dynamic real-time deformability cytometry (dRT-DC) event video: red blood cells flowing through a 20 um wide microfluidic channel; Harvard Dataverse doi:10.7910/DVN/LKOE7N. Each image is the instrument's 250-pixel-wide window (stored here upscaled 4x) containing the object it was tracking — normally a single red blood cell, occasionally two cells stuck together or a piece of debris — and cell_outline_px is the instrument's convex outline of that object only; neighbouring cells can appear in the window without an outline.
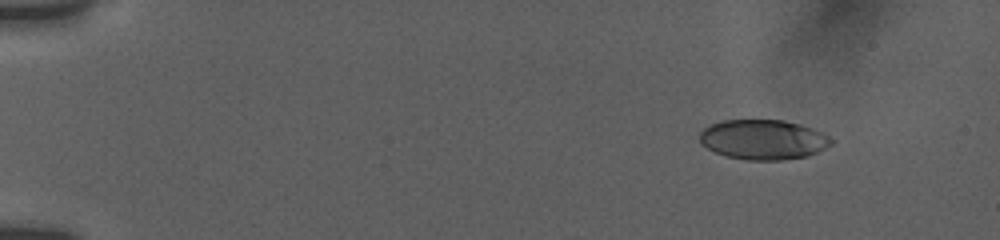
{"species": "human", "species_latin": "Homo sapiens", "temperature_condition": "room temperature", "stored_images_in_passage": 39, "camera_frame_rate_fps": 3000, "um_per_image_px": 0.085, "donor": {"sex": "female"}, "frame": {"image": 1, "passage_image": 4, "time_ms": 2.0, "image_size_px": [1000, 240], "cell_outline_px": [[832, 144], [808, 156], [780, 160], [748, 160], [728, 156], [716, 152], [700, 144], [700, 132], [704, 128], [712, 124], [724, 120], [784, 120], [800, 124], [824, 132], [832, 140]], "centroid_in_image_um": [64.89, 11.86], "position_along_channel_um": 20.1, "area_um2": 30.46}}
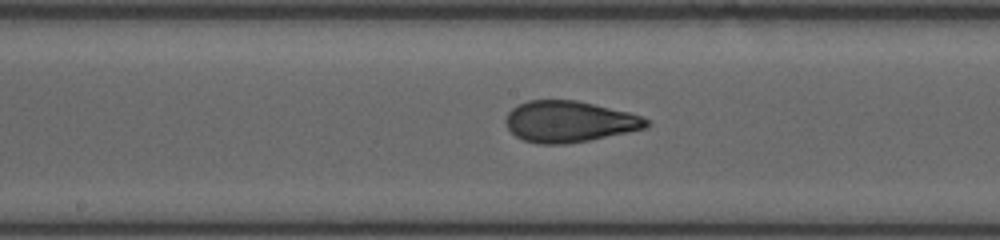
{"frame": {"image": 2, "passage_image": 23, "time_ms": 10.0, "image_size_px": [1000, 240], "cell_outline_px": [[652, 124], [648, 128], [588, 140], [564, 144], [536, 144], [524, 140], [516, 136], [508, 128], [504, 120], [508, 112], [512, 108], [528, 100], [576, 100], [628, 112], [640, 116], [648, 120]], "centroid_in_image_um": [48.38, 10.34], "position_along_channel_um": 199.8, "area_um2": 33.7}}
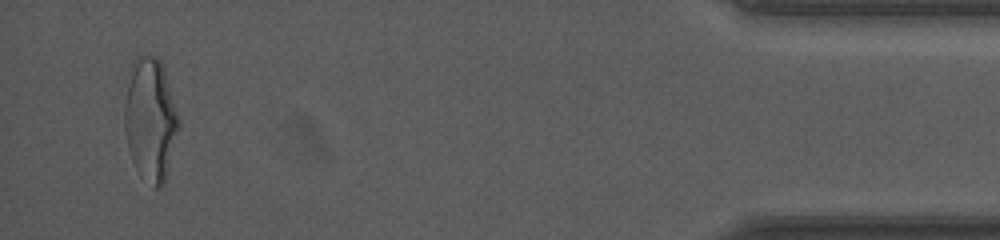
{"frame": {"image": 3, "passage_image": 39, "time_ms": 17.667, "image_size_px": [1000, 240], "cell_outline_px": [[180, 128], [164, 184], [160, 188], [156, 188], [140, 176], [132, 160], [128, 148], [124, 128], [124, 108], [132, 60], [140, 52], [148, 52], [156, 56], [160, 60], [164, 68], [180, 116]], "centroid_in_image_um": [12.8, 10.1], "position_along_channel_um": 422.4, "area_um2": 39.65}, "authors_computed_cell_mechanics": {"area_um2": 33.1772, "velocity_mm_per_s": 3.7831, "shape_relaxation_time_tau1_ms": 5.3936, "shape_relaxation_time_tau2_ms": 1.1429, "deformation_change_tau1": 0.1906, "deformation_change_tau2": 0.0776}}